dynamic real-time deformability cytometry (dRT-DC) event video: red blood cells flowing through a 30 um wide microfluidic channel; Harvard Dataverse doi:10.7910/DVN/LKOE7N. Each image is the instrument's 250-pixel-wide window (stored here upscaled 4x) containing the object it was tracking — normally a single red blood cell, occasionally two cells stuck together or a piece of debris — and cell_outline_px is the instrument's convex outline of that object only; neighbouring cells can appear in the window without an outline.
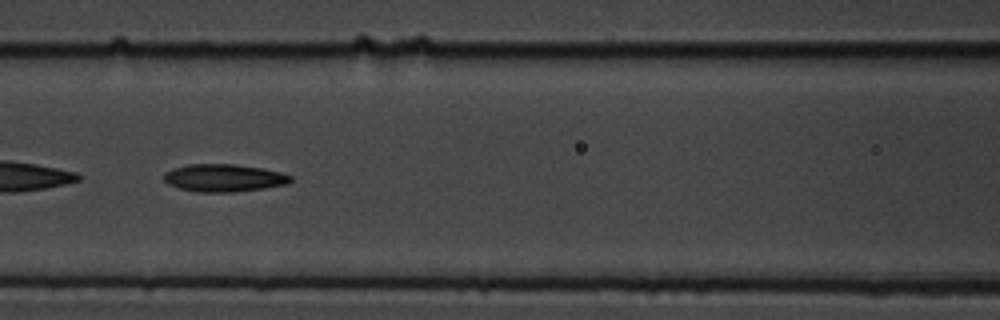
{"species": "common noctule bat (a hibernating species)", "species_latin": "Nyctalus noctula", "temperature_condition": "cold", "stored_images_in_passage": 45, "camera_frame_rate_fps": 3000, "um_per_image_px": 0.085, "animal": {"sex": "male", "body_mass_g": 19.5, "forearm_length_mm": 54.6}, "frame": {"image": 1, "passage_image": 14, "time_ms": 4.333, "image_size_px": [1000, 320], "cell_outline_px": [[292, 180], [288, 184], [264, 188], [232, 192], [196, 192], [180, 188], [168, 184], [164, 180], [164, 172], [188, 164], [232, 164], [264, 168], [280, 172], [292, 176]], "centroid_in_image_um": [19.05, 15.12], "position_along_channel_um": 147.6, "area_um2": 20.35}}
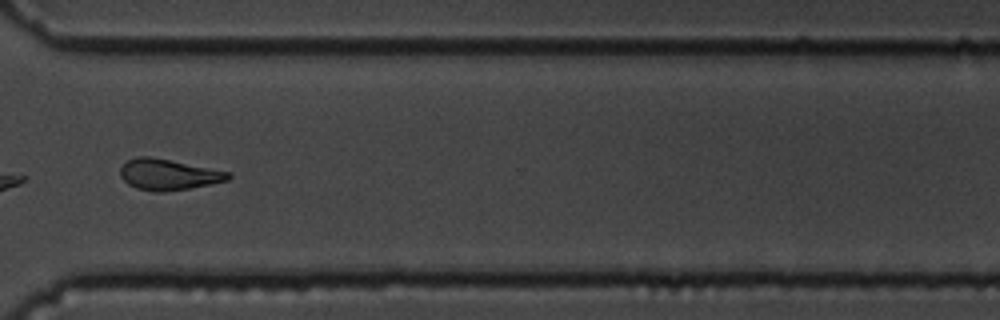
{"frame": {"image": 2, "passage_image": 32, "time_ms": 10.333, "image_size_px": [1000, 320], "cell_outline_px": [[232, 176], [228, 180], [188, 188], [164, 192], [156, 192], [136, 188], [128, 184], [120, 176], [120, 168], [128, 160], [136, 156], [152, 156], [228, 172]], "centroid_in_image_um": [14.26, 14.83], "position_along_channel_um": 356.3, "area_um2": 19.25}, "authors_computed_cell_mechanics": {"area_um2": 19.8832, "velocity_mm_per_s": 3.4813, "shape_relaxation_time_tau1_ms": 3.4124, "shape_relaxation_time_tau2_ms": 5.8407, "deformation_change_tau1": 0.1269, "deformation_change_tau2": 0.1518}}